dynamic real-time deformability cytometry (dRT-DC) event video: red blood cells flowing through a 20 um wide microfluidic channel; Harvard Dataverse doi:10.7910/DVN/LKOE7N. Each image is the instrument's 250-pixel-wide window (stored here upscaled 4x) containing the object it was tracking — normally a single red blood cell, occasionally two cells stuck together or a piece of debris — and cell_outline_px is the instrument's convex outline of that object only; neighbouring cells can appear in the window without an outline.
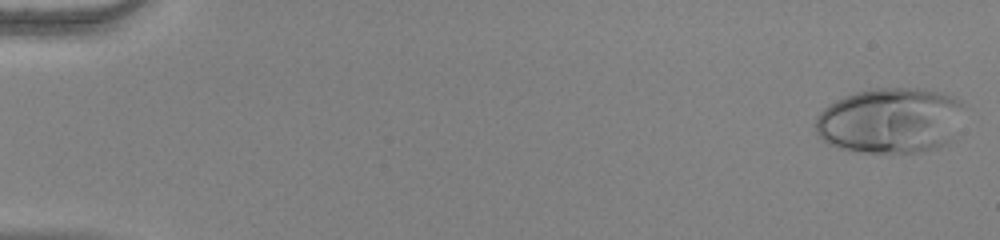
{"species": "human", "species_latin": "Homo sapiens", "temperature_condition": "warm", "stored_images_in_passage": 53, "camera_frame_rate_fps": 3000, "um_per_image_px": 0.085, "donor": {"sex": "female"}, "frame": {"image": 1, "passage_image": 1, "time_ms": 0.0, "image_size_px": [1000, 240], "cell_outline_px": [[964, 104], [952, 140], [948, 144], [936, 148], [920, 152], [860, 152], [840, 148], [828, 144], [816, 132], [816, 116], [828, 104], [844, 96], [856, 92], [876, 88], [916, 88], [936, 92], [960, 100]], "centroid_in_image_um": [75.66, 10.25], "position_along_channel_um": 9.3, "area_um2": 56.59}}
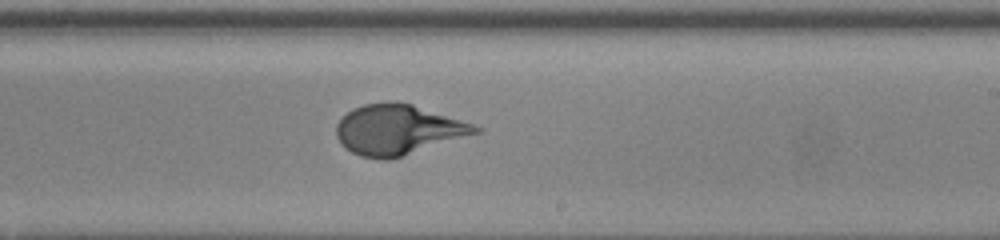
{"frame": {"image": 2, "passage_image": 33, "time_ms": 10.667, "image_size_px": [1000, 240], "cell_outline_px": [[484, 132], [388, 160], [380, 160], [360, 156], [352, 152], [340, 144], [336, 136], [336, 124], [352, 108], [364, 104], [388, 100], [396, 100], [412, 104], [484, 128]], "centroid_in_image_um": [33.83, 11.02], "position_along_channel_um": 255.2, "area_um2": 40.92}}
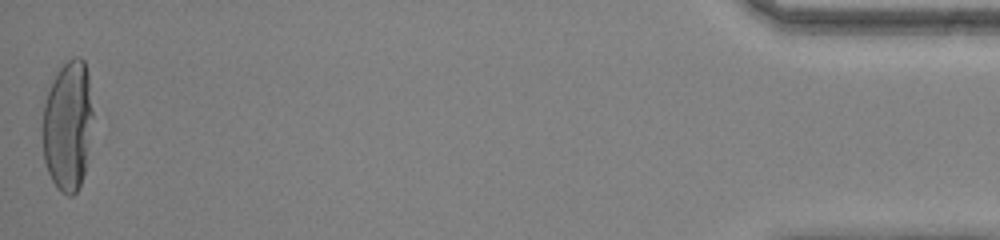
{"frame": {"image": 3, "passage_image": 53, "time_ms": 17.333, "image_size_px": [1000, 240], "cell_outline_px": [[92, 116], [84, 172], [80, 184], [76, 192], [72, 196], [68, 196], [60, 192], [56, 188], [48, 172], [44, 160], [44, 104], [48, 92], [60, 68], [72, 56], [80, 56], [84, 60], [88, 76], [92, 108]], "centroid_in_image_um": [5.77, 10.69], "position_along_channel_um": 429.4, "area_um2": 37.4}, "authors_computed_cell_mechanics": {"area_um2": 40.9802, "velocity_mm_per_s": 3.8868, "shape_relaxation_time_tau1_ms": 5.0233, "shape_relaxation_time_tau2_ms": null, "deformation_change_tau1": 0.2682, "deformation_change_tau2": null}}